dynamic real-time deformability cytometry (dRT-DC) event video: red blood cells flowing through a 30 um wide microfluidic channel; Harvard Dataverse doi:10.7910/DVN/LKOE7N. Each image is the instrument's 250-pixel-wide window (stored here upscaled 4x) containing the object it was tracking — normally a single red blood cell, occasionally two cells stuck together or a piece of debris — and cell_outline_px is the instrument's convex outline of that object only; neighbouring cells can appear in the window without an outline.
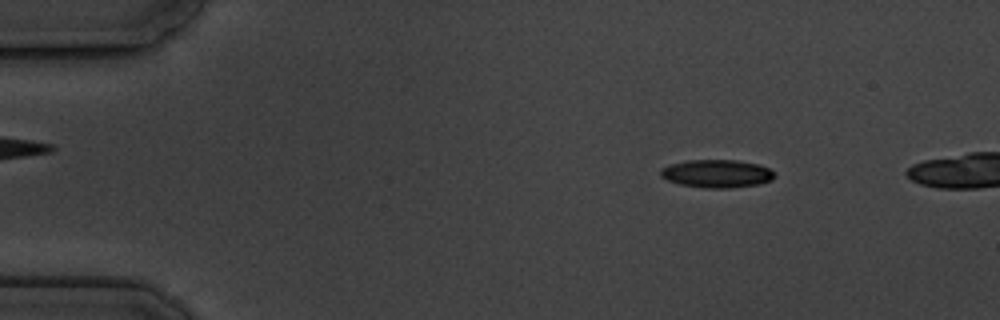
{"species": "common noctule bat (a hibernating species)", "species_latin": "Nyctalus noctula", "temperature_condition": "cold", "stored_images_in_passage": 9, "camera_frame_rate_fps": 3000, "um_per_image_px": 0.085, "animal": {"sex": "male", "body_mass_g": 19.5, "forearm_length_mm": 54.6}, "frame": {"image": 1, "passage_image": 2, "time_ms": 1.333, "image_size_px": [1000, 320], "cell_outline_px": [[776, 176], [772, 180], [760, 184], [732, 188], [704, 188], [680, 184], [668, 180], [660, 176], [660, 168], [672, 164], [688, 160], [736, 160], [756, 164], [768, 168], [776, 172]], "centroid_in_image_um": [60.95, 14.76], "position_along_channel_um": 24.0, "area_um2": 18.67}}
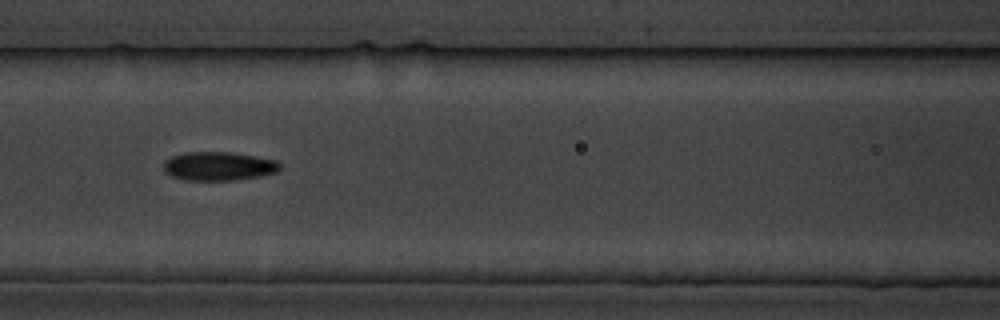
{"frame": {"image": 2, "passage_image": 7, "time_ms": 7.0, "image_size_px": [1000, 320], "cell_outline_px": [[280, 168], [276, 172], [256, 176], [232, 180], [184, 180], [172, 176], [164, 168], [164, 160], [172, 156], [184, 152], [232, 152], [256, 156], [276, 160], [280, 164]], "centroid_in_image_um": [18.57, 14.11], "position_along_channel_um": 148.0, "area_um2": 19.31}}